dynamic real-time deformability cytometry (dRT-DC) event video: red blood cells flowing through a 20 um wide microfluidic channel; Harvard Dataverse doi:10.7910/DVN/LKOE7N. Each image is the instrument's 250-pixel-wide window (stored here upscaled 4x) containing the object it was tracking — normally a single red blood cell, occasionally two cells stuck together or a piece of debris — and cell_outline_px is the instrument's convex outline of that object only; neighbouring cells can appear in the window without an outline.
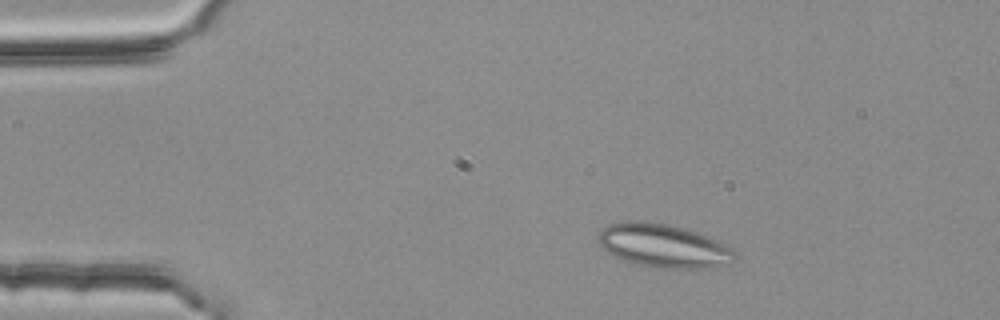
{"species": "common noctule bat (a hibernating species)", "species_latin": "Nyctalus noctula", "temperature_condition": "room temperature", "stored_images_in_passage": 2, "camera_frame_rate_fps": 3000, "um_per_image_px": 0.085, "animal": {"sex": "female", "body_mass_g": 25.1}, "frame": {"image": 1, "passage_image": 1, "time_ms": 0.0, "image_size_px": [1000, 320], "cell_outline_px": [[736, 256], [732, 264], [700, 268], [652, 268], [632, 264], [608, 252], [600, 244], [596, 236], [608, 224], [620, 220], [644, 220], [684, 228], [724, 244], [732, 248], [736, 252]], "centroid_in_image_um": [56.35, 20.89], "position_along_channel_um": 28.6, "area_um2": 34.68}}